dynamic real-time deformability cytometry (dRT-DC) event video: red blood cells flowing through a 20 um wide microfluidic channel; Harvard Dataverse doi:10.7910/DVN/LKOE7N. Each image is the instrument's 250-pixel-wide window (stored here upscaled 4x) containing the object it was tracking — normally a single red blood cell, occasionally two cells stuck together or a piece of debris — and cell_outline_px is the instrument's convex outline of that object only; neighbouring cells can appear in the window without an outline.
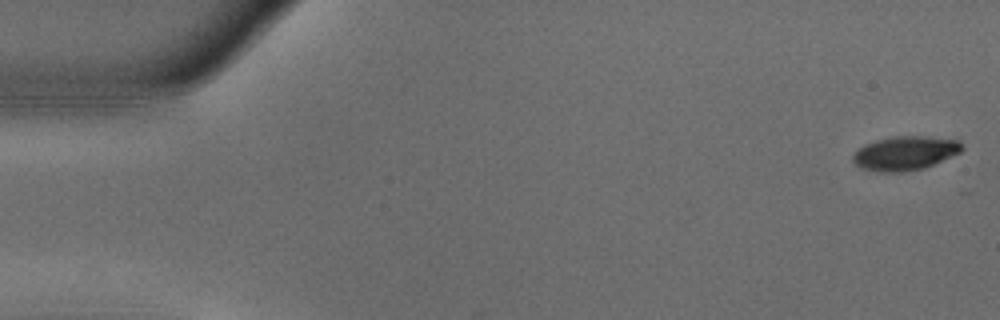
{"species": "common noctule bat (a hibernating species)", "species_latin": "Nyctalus noctula", "temperature_condition": "warm", "stored_images_in_passage": 17, "camera_frame_rate_fps": 3000, "um_per_image_px": 0.085, "animal": {"sex": "male", "body_mass_g": 18.8}, "frame": {"image": 1, "passage_image": 1, "time_ms": 0.0, "image_size_px": [1000, 320], "cell_outline_px": [[964, 148], [960, 152], [932, 164], [920, 168], [900, 172], [880, 172], [860, 168], [852, 160], [852, 156], [856, 148], [864, 144], [876, 140], [892, 136], [924, 136], [960, 140], [964, 144]], "centroid_in_image_um": [76.89, 13.0], "position_along_channel_um": 8.1, "area_um2": 21.62}}
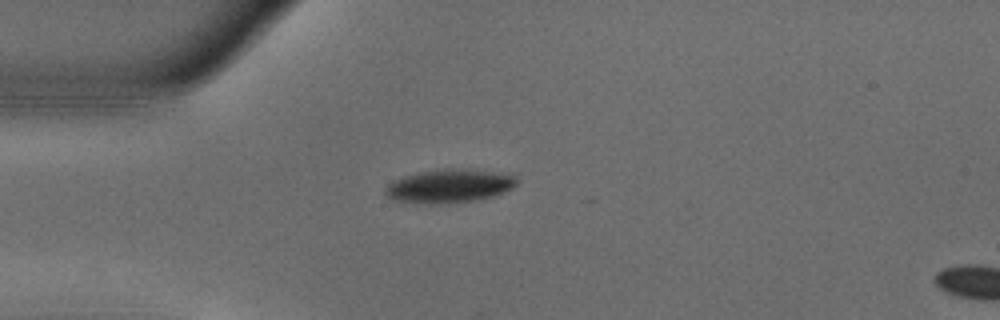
{"frame": {"image": 2, "passage_image": 14, "time_ms": 4.333, "image_size_px": [1000, 320], "cell_outline_px": [[516, 184], [512, 188], [504, 192], [492, 196], [472, 200], [392, 200], [384, 192], [384, 188], [392, 180], [416, 172], [444, 168], [468, 168], [516, 176]], "centroid_in_image_um": [38.2, 15.72], "position_along_channel_um": 46.8, "area_um2": 24.39}}